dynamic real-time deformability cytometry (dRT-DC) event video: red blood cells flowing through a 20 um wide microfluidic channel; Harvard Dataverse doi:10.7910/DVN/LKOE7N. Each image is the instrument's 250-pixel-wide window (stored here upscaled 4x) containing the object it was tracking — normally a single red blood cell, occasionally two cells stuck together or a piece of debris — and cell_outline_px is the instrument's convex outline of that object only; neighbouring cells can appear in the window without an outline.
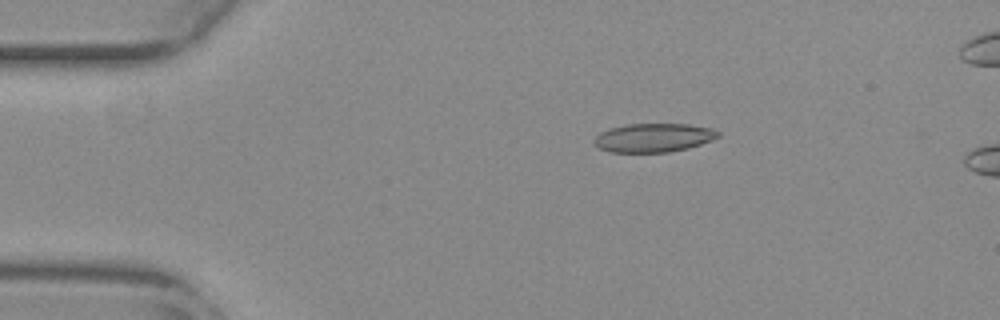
{"species": "common noctule bat (a hibernating species)", "species_latin": "Nyctalus noctula", "temperature_condition": "warm", "stored_images_in_passage": 14, "camera_frame_rate_fps": 3000, "um_per_image_px": 0.085, "animal": {"sex": "female", "body_mass_g": 29.2, "forearm_length_mm": 56.3}, "frame": {"image": 1, "passage_image": 10, "time_ms": 3.0, "image_size_px": [1000, 320], "cell_outline_px": [[720, 136], [712, 140], [688, 148], [668, 152], [608, 152], [600, 148], [592, 140], [600, 132], [612, 128], [628, 124], [688, 124], [712, 128], [720, 132]], "centroid_in_image_um": [55.57, 11.7], "position_along_channel_um": 29.4, "area_um2": 20.69}}